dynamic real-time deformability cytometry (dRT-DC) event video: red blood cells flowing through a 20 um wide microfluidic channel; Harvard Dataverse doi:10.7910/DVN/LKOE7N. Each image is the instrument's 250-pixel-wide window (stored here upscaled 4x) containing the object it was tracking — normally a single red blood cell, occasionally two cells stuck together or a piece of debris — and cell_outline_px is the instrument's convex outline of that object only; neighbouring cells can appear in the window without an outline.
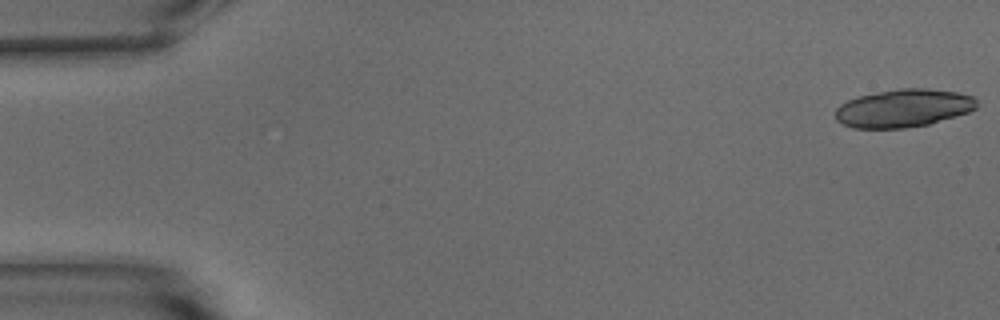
{"species": "common noctule bat (a hibernating species)", "species_latin": "Nyctalus noctula", "temperature_condition": "warm", "stored_images_in_passage": 22, "camera_frame_rate_fps": 3000, "um_per_image_px": 0.085, "animal": {"sex": "male", "body_mass_g": 15.6}, "frame": {"image": 1, "passage_image": 1, "time_ms": 0.0, "image_size_px": [1000, 320], "cell_outline_px": [[976, 108], [968, 112], [956, 116], [928, 124], [904, 128], [852, 128], [836, 120], [836, 108], [840, 104], [848, 100], [860, 96], [900, 88], [924, 88], [956, 92], [972, 96], [976, 100]], "centroid_in_image_um": [76.78, 9.2], "position_along_channel_um": 8.2, "area_um2": 30.98}}